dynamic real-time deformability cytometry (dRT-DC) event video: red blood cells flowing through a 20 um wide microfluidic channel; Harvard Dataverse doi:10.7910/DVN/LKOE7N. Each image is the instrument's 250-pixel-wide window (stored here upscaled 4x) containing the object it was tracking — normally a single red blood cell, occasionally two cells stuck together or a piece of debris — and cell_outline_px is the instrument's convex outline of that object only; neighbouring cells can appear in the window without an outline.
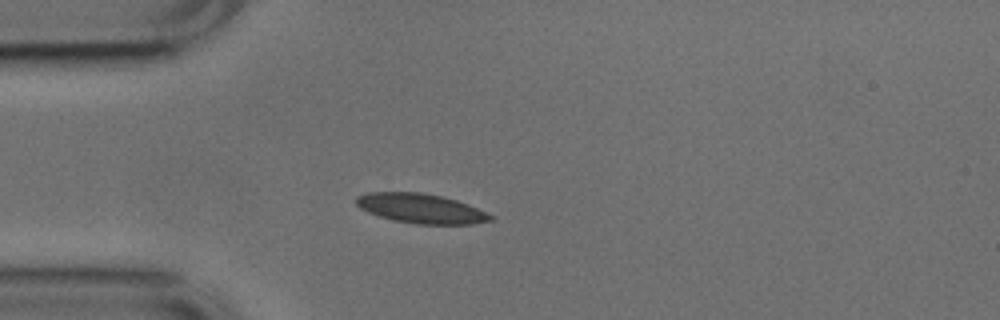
{"species": "common noctule bat (a hibernating species)", "species_latin": "Nyctalus noctula", "temperature_condition": "cold", "stored_images_in_passage": 4, "camera_frame_rate_fps": 3000, "um_per_image_px": 0.085, "animal": {"sex": "male", "body_mass_g": 17.9, "forearm_length_mm": 54.2}, "frame": {"image": 1, "passage_image": 4, "time_ms": 1.0, "image_size_px": [1000, 320], "cell_outline_px": [[496, 216], [492, 220], [472, 224], [416, 224], [392, 220], [368, 212], [360, 208], [356, 204], [356, 196], [368, 192], [420, 192], [440, 196], [456, 200], [468, 204]], "centroid_in_image_um": [35.79, 17.72], "position_along_channel_um": 49.2, "area_um2": 23.18}}